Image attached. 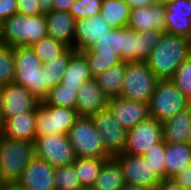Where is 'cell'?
I'll return each mask as SVG.
<instances>
[{
    "instance_id": "obj_1",
    "label": "cell",
    "mask_w": 191,
    "mask_h": 190,
    "mask_svg": "<svg viewBox=\"0 0 191 190\" xmlns=\"http://www.w3.org/2000/svg\"><path fill=\"white\" fill-rule=\"evenodd\" d=\"M191 56V40L163 32L145 61L158 80L172 79L178 66Z\"/></svg>"
},
{
    "instance_id": "obj_2",
    "label": "cell",
    "mask_w": 191,
    "mask_h": 190,
    "mask_svg": "<svg viewBox=\"0 0 191 190\" xmlns=\"http://www.w3.org/2000/svg\"><path fill=\"white\" fill-rule=\"evenodd\" d=\"M47 36L45 14L16 13L0 24V44L3 46H31Z\"/></svg>"
},
{
    "instance_id": "obj_3",
    "label": "cell",
    "mask_w": 191,
    "mask_h": 190,
    "mask_svg": "<svg viewBox=\"0 0 191 190\" xmlns=\"http://www.w3.org/2000/svg\"><path fill=\"white\" fill-rule=\"evenodd\" d=\"M14 83L25 87L41 102L50 91L43 63L30 46L14 47Z\"/></svg>"
},
{
    "instance_id": "obj_4",
    "label": "cell",
    "mask_w": 191,
    "mask_h": 190,
    "mask_svg": "<svg viewBox=\"0 0 191 190\" xmlns=\"http://www.w3.org/2000/svg\"><path fill=\"white\" fill-rule=\"evenodd\" d=\"M34 157V142L11 139L0 134V184L17 183Z\"/></svg>"
},
{
    "instance_id": "obj_5",
    "label": "cell",
    "mask_w": 191,
    "mask_h": 190,
    "mask_svg": "<svg viewBox=\"0 0 191 190\" xmlns=\"http://www.w3.org/2000/svg\"><path fill=\"white\" fill-rule=\"evenodd\" d=\"M188 108H190L188 97L176 87L171 79L157 81L149 102L151 118L163 122Z\"/></svg>"
},
{
    "instance_id": "obj_6",
    "label": "cell",
    "mask_w": 191,
    "mask_h": 190,
    "mask_svg": "<svg viewBox=\"0 0 191 190\" xmlns=\"http://www.w3.org/2000/svg\"><path fill=\"white\" fill-rule=\"evenodd\" d=\"M75 154L79 158H111L91 117L79 116L68 132Z\"/></svg>"
},
{
    "instance_id": "obj_7",
    "label": "cell",
    "mask_w": 191,
    "mask_h": 190,
    "mask_svg": "<svg viewBox=\"0 0 191 190\" xmlns=\"http://www.w3.org/2000/svg\"><path fill=\"white\" fill-rule=\"evenodd\" d=\"M157 81L146 62H126L120 96L149 104Z\"/></svg>"
},
{
    "instance_id": "obj_8",
    "label": "cell",
    "mask_w": 191,
    "mask_h": 190,
    "mask_svg": "<svg viewBox=\"0 0 191 190\" xmlns=\"http://www.w3.org/2000/svg\"><path fill=\"white\" fill-rule=\"evenodd\" d=\"M78 117L75 108L49 106L42 101L36 108V136L67 135Z\"/></svg>"
},
{
    "instance_id": "obj_9",
    "label": "cell",
    "mask_w": 191,
    "mask_h": 190,
    "mask_svg": "<svg viewBox=\"0 0 191 190\" xmlns=\"http://www.w3.org/2000/svg\"><path fill=\"white\" fill-rule=\"evenodd\" d=\"M34 143L35 156L53 167L71 165L77 159L68 135L36 136Z\"/></svg>"
},
{
    "instance_id": "obj_10",
    "label": "cell",
    "mask_w": 191,
    "mask_h": 190,
    "mask_svg": "<svg viewBox=\"0 0 191 190\" xmlns=\"http://www.w3.org/2000/svg\"><path fill=\"white\" fill-rule=\"evenodd\" d=\"M162 34L163 32L159 30L136 32L123 27L121 60L123 62H145L157 46Z\"/></svg>"
},
{
    "instance_id": "obj_11",
    "label": "cell",
    "mask_w": 191,
    "mask_h": 190,
    "mask_svg": "<svg viewBox=\"0 0 191 190\" xmlns=\"http://www.w3.org/2000/svg\"><path fill=\"white\" fill-rule=\"evenodd\" d=\"M90 117L102 139L105 150L112 157L123 153L128 130L116 120L109 107Z\"/></svg>"
},
{
    "instance_id": "obj_12",
    "label": "cell",
    "mask_w": 191,
    "mask_h": 190,
    "mask_svg": "<svg viewBox=\"0 0 191 190\" xmlns=\"http://www.w3.org/2000/svg\"><path fill=\"white\" fill-rule=\"evenodd\" d=\"M163 141V124L149 117L127 132L124 154L143 156L155 144Z\"/></svg>"
},
{
    "instance_id": "obj_13",
    "label": "cell",
    "mask_w": 191,
    "mask_h": 190,
    "mask_svg": "<svg viewBox=\"0 0 191 190\" xmlns=\"http://www.w3.org/2000/svg\"><path fill=\"white\" fill-rule=\"evenodd\" d=\"M114 158L122 167L126 184L156 187L162 180L154 172L144 156L121 153L114 156Z\"/></svg>"
},
{
    "instance_id": "obj_14",
    "label": "cell",
    "mask_w": 191,
    "mask_h": 190,
    "mask_svg": "<svg viewBox=\"0 0 191 190\" xmlns=\"http://www.w3.org/2000/svg\"><path fill=\"white\" fill-rule=\"evenodd\" d=\"M2 102L3 121L24 112L36 111L41 103L25 87L15 83L2 86Z\"/></svg>"
},
{
    "instance_id": "obj_15",
    "label": "cell",
    "mask_w": 191,
    "mask_h": 190,
    "mask_svg": "<svg viewBox=\"0 0 191 190\" xmlns=\"http://www.w3.org/2000/svg\"><path fill=\"white\" fill-rule=\"evenodd\" d=\"M54 173L55 167L35 156L23 170L17 184L26 190H56Z\"/></svg>"
},
{
    "instance_id": "obj_16",
    "label": "cell",
    "mask_w": 191,
    "mask_h": 190,
    "mask_svg": "<svg viewBox=\"0 0 191 190\" xmlns=\"http://www.w3.org/2000/svg\"><path fill=\"white\" fill-rule=\"evenodd\" d=\"M112 29L100 14L76 20L73 49L82 52L91 48L98 38L109 34Z\"/></svg>"
},
{
    "instance_id": "obj_17",
    "label": "cell",
    "mask_w": 191,
    "mask_h": 190,
    "mask_svg": "<svg viewBox=\"0 0 191 190\" xmlns=\"http://www.w3.org/2000/svg\"><path fill=\"white\" fill-rule=\"evenodd\" d=\"M108 107L116 120L127 130L150 117L149 104L129 100L121 96L110 97L108 99Z\"/></svg>"
},
{
    "instance_id": "obj_18",
    "label": "cell",
    "mask_w": 191,
    "mask_h": 190,
    "mask_svg": "<svg viewBox=\"0 0 191 190\" xmlns=\"http://www.w3.org/2000/svg\"><path fill=\"white\" fill-rule=\"evenodd\" d=\"M76 107L79 116H93L108 107L109 97L92 78L84 82L77 91Z\"/></svg>"
},
{
    "instance_id": "obj_19",
    "label": "cell",
    "mask_w": 191,
    "mask_h": 190,
    "mask_svg": "<svg viewBox=\"0 0 191 190\" xmlns=\"http://www.w3.org/2000/svg\"><path fill=\"white\" fill-rule=\"evenodd\" d=\"M164 5L154 3L149 7L130 9L128 28L136 32L159 30L165 32Z\"/></svg>"
},
{
    "instance_id": "obj_20",
    "label": "cell",
    "mask_w": 191,
    "mask_h": 190,
    "mask_svg": "<svg viewBox=\"0 0 191 190\" xmlns=\"http://www.w3.org/2000/svg\"><path fill=\"white\" fill-rule=\"evenodd\" d=\"M165 32L191 39L189 0H176L165 6Z\"/></svg>"
},
{
    "instance_id": "obj_21",
    "label": "cell",
    "mask_w": 191,
    "mask_h": 190,
    "mask_svg": "<svg viewBox=\"0 0 191 190\" xmlns=\"http://www.w3.org/2000/svg\"><path fill=\"white\" fill-rule=\"evenodd\" d=\"M45 18L48 37L73 49L76 20L72 15L67 11L52 10L45 14Z\"/></svg>"
},
{
    "instance_id": "obj_22",
    "label": "cell",
    "mask_w": 191,
    "mask_h": 190,
    "mask_svg": "<svg viewBox=\"0 0 191 190\" xmlns=\"http://www.w3.org/2000/svg\"><path fill=\"white\" fill-rule=\"evenodd\" d=\"M0 134L11 139L34 142L36 139V111L24 112L5 120Z\"/></svg>"
},
{
    "instance_id": "obj_23",
    "label": "cell",
    "mask_w": 191,
    "mask_h": 190,
    "mask_svg": "<svg viewBox=\"0 0 191 190\" xmlns=\"http://www.w3.org/2000/svg\"><path fill=\"white\" fill-rule=\"evenodd\" d=\"M163 140L166 143H188L191 124V107L179 111L174 116L164 120Z\"/></svg>"
},
{
    "instance_id": "obj_24",
    "label": "cell",
    "mask_w": 191,
    "mask_h": 190,
    "mask_svg": "<svg viewBox=\"0 0 191 190\" xmlns=\"http://www.w3.org/2000/svg\"><path fill=\"white\" fill-rule=\"evenodd\" d=\"M165 178H173L191 165V146L188 143L165 142Z\"/></svg>"
},
{
    "instance_id": "obj_25",
    "label": "cell",
    "mask_w": 191,
    "mask_h": 190,
    "mask_svg": "<svg viewBox=\"0 0 191 190\" xmlns=\"http://www.w3.org/2000/svg\"><path fill=\"white\" fill-rule=\"evenodd\" d=\"M92 78L85 56L81 52H75L67 64L61 83L66 87L80 88Z\"/></svg>"
},
{
    "instance_id": "obj_26",
    "label": "cell",
    "mask_w": 191,
    "mask_h": 190,
    "mask_svg": "<svg viewBox=\"0 0 191 190\" xmlns=\"http://www.w3.org/2000/svg\"><path fill=\"white\" fill-rule=\"evenodd\" d=\"M126 183L120 163L109 158L103 165L100 175L92 186L93 190H122Z\"/></svg>"
},
{
    "instance_id": "obj_27",
    "label": "cell",
    "mask_w": 191,
    "mask_h": 190,
    "mask_svg": "<svg viewBox=\"0 0 191 190\" xmlns=\"http://www.w3.org/2000/svg\"><path fill=\"white\" fill-rule=\"evenodd\" d=\"M99 14L113 29L127 27L130 7L125 0H103Z\"/></svg>"
},
{
    "instance_id": "obj_28",
    "label": "cell",
    "mask_w": 191,
    "mask_h": 190,
    "mask_svg": "<svg viewBox=\"0 0 191 190\" xmlns=\"http://www.w3.org/2000/svg\"><path fill=\"white\" fill-rule=\"evenodd\" d=\"M126 73V62H122L93 77L101 90L110 98L120 96Z\"/></svg>"
},
{
    "instance_id": "obj_29",
    "label": "cell",
    "mask_w": 191,
    "mask_h": 190,
    "mask_svg": "<svg viewBox=\"0 0 191 190\" xmlns=\"http://www.w3.org/2000/svg\"><path fill=\"white\" fill-rule=\"evenodd\" d=\"M109 158H79L72 163L83 188H92Z\"/></svg>"
},
{
    "instance_id": "obj_30",
    "label": "cell",
    "mask_w": 191,
    "mask_h": 190,
    "mask_svg": "<svg viewBox=\"0 0 191 190\" xmlns=\"http://www.w3.org/2000/svg\"><path fill=\"white\" fill-rule=\"evenodd\" d=\"M81 53L85 56L89 71L93 77L123 62L115 53L95 50H84Z\"/></svg>"
},
{
    "instance_id": "obj_31",
    "label": "cell",
    "mask_w": 191,
    "mask_h": 190,
    "mask_svg": "<svg viewBox=\"0 0 191 190\" xmlns=\"http://www.w3.org/2000/svg\"><path fill=\"white\" fill-rule=\"evenodd\" d=\"M75 52L74 49L67 48L60 56L43 64L42 69L46 72V82L50 88L55 87L62 82L67 64Z\"/></svg>"
},
{
    "instance_id": "obj_32",
    "label": "cell",
    "mask_w": 191,
    "mask_h": 190,
    "mask_svg": "<svg viewBox=\"0 0 191 190\" xmlns=\"http://www.w3.org/2000/svg\"><path fill=\"white\" fill-rule=\"evenodd\" d=\"M79 88H70L62 83L50 88V91L43 102L49 106L75 108L77 91Z\"/></svg>"
},
{
    "instance_id": "obj_33",
    "label": "cell",
    "mask_w": 191,
    "mask_h": 190,
    "mask_svg": "<svg viewBox=\"0 0 191 190\" xmlns=\"http://www.w3.org/2000/svg\"><path fill=\"white\" fill-rule=\"evenodd\" d=\"M30 47L43 64L60 56L68 48L62 42L56 41L48 36L41 38Z\"/></svg>"
},
{
    "instance_id": "obj_34",
    "label": "cell",
    "mask_w": 191,
    "mask_h": 190,
    "mask_svg": "<svg viewBox=\"0 0 191 190\" xmlns=\"http://www.w3.org/2000/svg\"><path fill=\"white\" fill-rule=\"evenodd\" d=\"M122 43H123V27L114 28L109 34L103 36L100 39L98 38L96 40V43H94V45H92L91 48L86 50L115 53L117 56L121 58Z\"/></svg>"
},
{
    "instance_id": "obj_35",
    "label": "cell",
    "mask_w": 191,
    "mask_h": 190,
    "mask_svg": "<svg viewBox=\"0 0 191 190\" xmlns=\"http://www.w3.org/2000/svg\"><path fill=\"white\" fill-rule=\"evenodd\" d=\"M54 177L56 183V190L83 189L72 164L55 167Z\"/></svg>"
},
{
    "instance_id": "obj_36",
    "label": "cell",
    "mask_w": 191,
    "mask_h": 190,
    "mask_svg": "<svg viewBox=\"0 0 191 190\" xmlns=\"http://www.w3.org/2000/svg\"><path fill=\"white\" fill-rule=\"evenodd\" d=\"M14 48L0 44V86L14 83Z\"/></svg>"
},
{
    "instance_id": "obj_37",
    "label": "cell",
    "mask_w": 191,
    "mask_h": 190,
    "mask_svg": "<svg viewBox=\"0 0 191 190\" xmlns=\"http://www.w3.org/2000/svg\"><path fill=\"white\" fill-rule=\"evenodd\" d=\"M165 141L155 144L143 156L147 159L154 172L161 178H165Z\"/></svg>"
},
{
    "instance_id": "obj_38",
    "label": "cell",
    "mask_w": 191,
    "mask_h": 190,
    "mask_svg": "<svg viewBox=\"0 0 191 190\" xmlns=\"http://www.w3.org/2000/svg\"><path fill=\"white\" fill-rule=\"evenodd\" d=\"M103 0H75L69 13L75 20L99 14Z\"/></svg>"
},
{
    "instance_id": "obj_39",
    "label": "cell",
    "mask_w": 191,
    "mask_h": 190,
    "mask_svg": "<svg viewBox=\"0 0 191 190\" xmlns=\"http://www.w3.org/2000/svg\"><path fill=\"white\" fill-rule=\"evenodd\" d=\"M176 87L188 96L191 92V56L184 60L177 68L171 79Z\"/></svg>"
},
{
    "instance_id": "obj_40",
    "label": "cell",
    "mask_w": 191,
    "mask_h": 190,
    "mask_svg": "<svg viewBox=\"0 0 191 190\" xmlns=\"http://www.w3.org/2000/svg\"><path fill=\"white\" fill-rule=\"evenodd\" d=\"M18 13L17 0H0V24Z\"/></svg>"
},
{
    "instance_id": "obj_41",
    "label": "cell",
    "mask_w": 191,
    "mask_h": 190,
    "mask_svg": "<svg viewBox=\"0 0 191 190\" xmlns=\"http://www.w3.org/2000/svg\"><path fill=\"white\" fill-rule=\"evenodd\" d=\"M18 13L24 15H38L43 14L36 0H17Z\"/></svg>"
},
{
    "instance_id": "obj_42",
    "label": "cell",
    "mask_w": 191,
    "mask_h": 190,
    "mask_svg": "<svg viewBox=\"0 0 191 190\" xmlns=\"http://www.w3.org/2000/svg\"><path fill=\"white\" fill-rule=\"evenodd\" d=\"M173 179L184 189L191 190V165L184 168Z\"/></svg>"
},
{
    "instance_id": "obj_43",
    "label": "cell",
    "mask_w": 191,
    "mask_h": 190,
    "mask_svg": "<svg viewBox=\"0 0 191 190\" xmlns=\"http://www.w3.org/2000/svg\"><path fill=\"white\" fill-rule=\"evenodd\" d=\"M156 190H184L173 178H164L156 186Z\"/></svg>"
},
{
    "instance_id": "obj_44",
    "label": "cell",
    "mask_w": 191,
    "mask_h": 190,
    "mask_svg": "<svg viewBox=\"0 0 191 190\" xmlns=\"http://www.w3.org/2000/svg\"><path fill=\"white\" fill-rule=\"evenodd\" d=\"M74 2L75 0H52V10L69 12Z\"/></svg>"
},
{
    "instance_id": "obj_45",
    "label": "cell",
    "mask_w": 191,
    "mask_h": 190,
    "mask_svg": "<svg viewBox=\"0 0 191 190\" xmlns=\"http://www.w3.org/2000/svg\"><path fill=\"white\" fill-rule=\"evenodd\" d=\"M130 9L149 7L156 3L155 0H125Z\"/></svg>"
},
{
    "instance_id": "obj_46",
    "label": "cell",
    "mask_w": 191,
    "mask_h": 190,
    "mask_svg": "<svg viewBox=\"0 0 191 190\" xmlns=\"http://www.w3.org/2000/svg\"><path fill=\"white\" fill-rule=\"evenodd\" d=\"M40 11L43 14H47L52 11V0H36Z\"/></svg>"
},
{
    "instance_id": "obj_47",
    "label": "cell",
    "mask_w": 191,
    "mask_h": 190,
    "mask_svg": "<svg viewBox=\"0 0 191 190\" xmlns=\"http://www.w3.org/2000/svg\"><path fill=\"white\" fill-rule=\"evenodd\" d=\"M122 190H156V187L126 184Z\"/></svg>"
},
{
    "instance_id": "obj_48",
    "label": "cell",
    "mask_w": 191,
    "mask_h": 190,
    "mask_svg": "<svg viewBox=\"0 0 191 190\" xmlns=\"http://www.w3.org/2000/svg\"><path fill=\"white\" fill-rule=\"evenodd\" d=\"M0 190H26L17 183L0 184Z\"/></svg>"
},
{
    "instance_id": "obj_49",
    "label": "cell",
    "mask_w": 191,
    "mask_h": 190,
    "mask_svg": "<svg viewBox=\"0 0 191 190\" xmlns=\"http://www.w3.org/2000/svg\"><path fill=\"white\" fill-rule=\"evenodd\" d=\"M2 86H0V130L4 124L3 116H2Z\"/></svg>"
},
{
    "instance_id": "obj_50",
    "label": "cell",
    "mask_w": 191,
    "mask_h": 190,
    "mask_svg": "<svg viewBox=\"0 0 191 190\" xmlns=\"http://www.w3.org/2000/svg\"><path fill=\"white\" fill-rule=\"evenodd\" d=\"M155 1H156V3H159V4H161V5L166 6L167 4L173 3V2L176 1V0H155Z\"/></svg>"
},
{
    "instance_id": "obj_51",
    "label": "cell",
    "mask_w": 191,
    "mask_h": 190,
    "mask_svg": "<svg viewBox=\"0 0 191 190\" xmlns=\"http://www.w3.org/2000/svg\"><path fill=\"white\" fill-rule=\"evenodd\" d=\"M188 144L191 146V124L189 127Z\"/></svg>"
},
{
    "instance_id": "obj_52",
    "label": "cell",
    "mask_w": 191,
    "mask_h": 190,
    "mask_svg": "<svg viewBox=\"0 0 191 190\" xmlns=\"http://www.w3.org/2000/svg\"><path fill=\"white\" fill-rule=\"evenodd\" d=\"M187 97H188V101H189V104H190V107H191V92Z\"/></svg>"
},
{
    "instance_id": "obj_53",
    "label": "cell",
    "mask_w": 191,
    "mask_h": 190,
    "mask_svg": "<svg viewBox=\"0 0 191 190\" xmlns=\"http://www.w3.org/2000/svg\"><path fill=\"white\" fill-rule=\"evenodd\" d=\"M82 190H93L92 188H83Z\"/></svg>"
}]
</instances>
